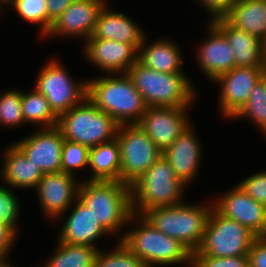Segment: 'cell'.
Wrapping results in <instances>:
<instances>
[{"mask_svg": "<svg viewBox=\"0 0 266 267\" xmlns=\"http://www.w3.org/2000/svg\"><path fill=\"white\" fill-rule=\"evenodd\" d=\"M82 47L86 60L103 71L104 75L126 73L138 60L139 49L133 44L89 38Z\"/></svg>", "mask_w": 266, "mask_h": 267, "instance_id": "obj_16", "label": "cell"}, {"mask_svg": "<svg viewBox=\"0 0 266 267\" xmlns=\"http://www.w3.org/2000/svg\"><path fill=\"white\" fill-rule=\"evenodd\" d=\"M210 14V21L224 18L229 12L235 0H196Z\"/></svg>", "mask_w": 266, "mask_h": 267, "instance_id": "obj_38", "label": "cell"}, {"mask_svg": "<svg viewBox=\"0 0 266 267\" xmlns=\"http://www.w3.org/2000/svg\"><path fill=\"white\" fill-rule=\"evenodd\" d=\"M9 258L0 259V267H16L11 261L9 262Z\"/></svg>", "mask_w": 266, "mask_h": 267, "instance_id": "obj_42", "label": "cell"}, {"mask_svg": "<svg viewBox=\"0 0 266 267\" xmlns=\"http://www.w3.org/2000/svg\"><path fill=\"white\" fill-rule=\"evenodd\" d=\"M65 139L60 130L39 128L13 144L37 166L43 174L62 172V146Z\"/></svg>", "mask_w": 266, "mask_h": 267, "instance_id": "obj_14", "label": "cell"}, {"mask_svg": "<svg viewBox=\"0 0 266 267\" xmlns=\"http://www.w3.org/2000/svg\"><path fill=\"white\" fill-rule=\"evenodd\" d=\"M20 204L17 194L0 184V223H12L18 228Z\"/></svg>", "mask_w": 266, "mask_h": 267, "instance_id": "obj_34", "label": "cell"}, {"mask_svg": "<svg viewBox=\"0 0 266 267\" xmlns=\"http://www.w3.org/2000/svg\"><path fill=\"white\" fill-rule=\"evenodd\" d=\"M88 167L92 171L87 180L121 181V155L117 139L90 148Z\"/></svg>", "mask_w": 266, "mask_h": 267, "instance_id": "obj_26", "label": "cell"}, {"mask_svg": "<svg viewBox=\"0 0 266 267\" xmlns=\"http://www.w3.org/2000/svg\"><path fill=\"white\" fill-rule=\"evenodd\" d=\"M61 158L62 172L74 176L78 169L88 167L89 148L82 144L65 140L62 146Z\"/></svg>", "mask_w": 266, "mask_h": 267, "instance_id": "obj_33", "label": "cell"}, {"mask_svg": "<svg viewBox=\"0 0 266 267\" xmlns=\"http://www.w3.org/2000/svg\"><path fill=\"white\" fill-rule=\"evenodd\" d=\"M107 2L98 14L97 22L90 38L114 40L133 44L140 48L146 32L125 13L112 10Z\"/></svg>", "mask_w": 266, "mask_h": 267, "instance_id": "obj_21", "label": "cell"}, {"mask_svg": "<svg viewBox=\"0 0 266 267\" xmlns=\"http://www.w3.org/2000/svg\"><path fill=\"white\" fill-rule=\"evenodd\" d=\"M119 123L87 97L58 116L57 128L65 140L93 148L116 138Z\"/></svg>", "mask_w": 266, "mask_h": 267, "instance_id": "obj_7", "label": "cell"}, {"mask_svg": "<svg viewBox=\"0 0 266 267\" xmlns=\"http://www.w3.org/2000/svg\"><path fill=\"white\" fill-rule=\"evenodd\" d=\"M116 139L121 155V182L129 186L163 155L137 124L119 125Z\"/></svg>", "mask_w": 266, "mask_h": 267, "instance_id": "obj_10", "label": "cell"}, {"mask_svg": "<svg viewBox=\"0 0 266 267\" xmlns=\"http://www.w3.org/2000/svg\"><path fill=\"white\" fill-rule=\"evenodd\" d=\"M191 107H147L137 125L163 152L191 124Z\"/></svg>", "mask_w": 266, "mask_h": 267, "instance_id": "obj_13", "label": "cell"}, {"mask_svg": "<svg viewBox=\"0 0 266 267\" xmlns=\"http://www.w3.org/2000/svg\"><path fill=\"white\" fill-rule=\"evenodd\" d=\"M130 224H136V227L125 230L120 241L146 267L186 265L193 258V253L185 245L161 233L142 215L133 213L128 221V225Z\"/></svg>", "mask_w": 266, "mask_h": 267, "instance_id": "obj_3", "label": "cell"}, {"mask_svg": "<svg viewBox=\"0 0 266 267\" xmlns=\"http://www.w3.org/2000/svg\"><path fill=\"white\" fill-rule=\"evenodd\" d=\"M19 231L12 223H0V259L9 258V253L18 239Z\"/></svg>", "mask_w": 266, "mask_h": 267, "instance_id": "obj_37", "label": "cell"}, {"mask_svg": "<svg viewBox=\"0 0 266 267\" xmlns=\"http://www.w3.org/2000/svg\"><path fill=\"white\" fill-rule=\"evenodd\" d=\"M201 267L193 258L187 263V267Z\"/></svg>", "mask_w": 266, "mask_h": 267, "instance_id": "obj_43", "label": "cell"}, {"mask_svg": "<svg viewBox=\"0 0 266 267\" xmlns=\"http://www.w3.org/2000/svg\"><path fill=\"white\" fill-rule=\"evenodd\" d=\"M138 60L146 67L162 73H184L180 47L167 38H160L151 43L147 36L139 48Z\"/></svg>", "mask_w": 266, "mask_h": 267, "instance_id": "obj_24", "label": "cell"}, {"mask_svg": "<svg viewBox=\"0 0 266 267\" xmlns=\"http://www.w3.org/2000/svg\"><path fill=\"white\" fill-rule=\"evenodd\" d=\"M3 152L0 176L2 182L10 188L35 189L43 173L14 145ZM7 183V184H6Z\"/></svg>", "mask_w": 266, "mask_h": 267, "instance_id": "obj_23", "label": "cell"}, {"mask_svg": "<svg viewBox=\"0 0 266 267\" xmlns=\"http://www.w3.org/2000/svg\"><path fill=\"white\" fill-rule=\"evenodd\" d=\"M266 52V50H265ZM265 71H266V53H265Z\"/></svg>", "mask_w": 266, "mask_h": 267, "instance_id": "obj_44", "label": "cell"}, {"mask_svg": "<svg viewBox=\"0 0 266 267\" xmlns=\"http://www.w3.org/2000/svg\"><path fill=\"white\" fill-rule=\"evenodd\" d=\"M113 250H98L93 267H146L121 241L117 240Z\"/></svg>", "mask_w": 266, "mask_h": 267, "instance_id": "obj_31", "label": "cell"}, {"mask_svg": "<svg viewBox=\"0 0 266 267\" xmlns=\"http://www.w3.org/2000/svg\"><path fill=\"white\" fill-rule=\"evenodd\" d=\"M213 201L202 204L186 203L156 207L142 216L157 230L179 240L192 253L196 252L204 238V232Z\"/></svg>", "mask_w": 266, "mask_h": 267, "instance_id": "obj_5", "label": "cell"}, {"mask_svg": "<svg viewBox=\"0 0 266 267\" xmlns=\"http://www.w3.org/2000/svg\"><path fill=\"white\" fill-rule=\"evenodd\" d=\"M126 73L147 107H191L198 97L186 73L158 72L139 60Z\"/></svg>", "mask_w": 266, "mask_h": 267, "instance_id": "obj_4", "label": "cell"}, {"mask_svg": "<svg viewBox=\"0 0 266 267\" xmlns=\"http://www.w3.org/2000/svg\"><path fill=\"white\" fill-rule=\"evenodd\" d=\"M24 123L22 113V94L20 90L10 89L0 94V125L14 128Z\"/></svg>", "mask_w": 266, "mask_h": 267, "instance_id": "obj_32", "label": "cell"}, {"mask_svg": "<svg viewBox=\"0 0 266 267\" xmlns=\"http://www.w3.org/2000/svg\"><path fill=\"white\" fill-rule=\"evenodd\" d=\"M186 185L176 176L162 155L143 175L130 185L132 211L143 215L156 207L184 202Z\"/></svg>", "mask_w": 266, "mask_h": 267, "instance_id": "obj_6", "label": "cell"}, {"mask_svg": "<svg viewBox=\"0 0 266 267\" xmlns=\"http://www.w3.org/2000/svg\"><path fill=\"white\" fill-rule=\"evenodd\" d=\"M224 19L266 44V0H235Z\"/></svg>", "mask_w": 266, "mask_h": 267, "instance_id": "obj_25", "label": "cell"}, {"mask_svg": "<svg viewBox=\"0 0 266 267\" xmlns=\"http://www.w3.org/2000/svg\"><path fill=\"white\" fill-rule=\"evenodd\" d=\"M212 199L221 215L244 225L257 237L266 236V206L253 200L238 184Z\"/></svg>", "mask_w": 266, "mask_h": 267, "instance_id": "obj_15", "label": "cell"}, {"mask_svg": "<svg viewBox=\"0 0 266 267\" xmlns=\"http://www.w3.org/2000/svg\"><path fill=\"white\" fill-rule=\"evenodd\" d=\"M266 74L265 67L235 66L218 76L219 106L223 118L232 119L246 104L254 85Z\"/></svg>", "mask_w": 266, "mask_h": 267, "instance_id": "obj_11", "label": "cell"}, {"mask_svg": "<svg viewBox=\"0 0 266 267\" xmlns=\"http://www.w3.org/2000/svg\"><path fill=\"white\" fill-rule=\"evenodd\" d=\"M207 28L208 36L198 47L196 60L204 76L214 81L235 67V55L225 35L212 22Z\"/></svg>", "mask_w": 266, "mask_h": 267, "instance_id": "obj_18", "label": "cell"}, {"mask_svg": "<svg viewBox=\"0 0 266 267\" xmlns=\"http://www.w3.org/2000/svg\"><path fill=\"white\" fill-rule=\"evenodd\" d=\"M108 0H75L52 24L45 37H77L83 43L95 28L98 14Z\"/></svg>", "mask_w": 266, "mask_h": 267, "instance_id": "obj_17", "label": "cell"}, {"mask_svg": "<svg viewBox=\"0 0 266 267\" xmlns=\"http://www.w3.org/2000/svg\"><path fill=\"white\" fill-rule=\"evenodd\" d=\"M192 123L183 131L170 147L163 151L176 176L186 185L193 183L198 176L202 162V144L198 140Z\"/></svg>", "mask_w": 266, "mask_h": 267, "instance_id": "obj_19", "label": "cell"}, {"mask_svg": "<svg viewBox=\"0 0 266 267\" xmlns=\"http://www.w3.org/2000/svg\"><path fill=\"white\" fill-rule=\"evenodd\" d=\"M238 185L253 200L266 206V171L249 175Z\"/></svg>", "mask_w": 266, "mask_h": 267, "instance_id": "obj_35", "label": "cell"}, {"mask_svg": "<svg viewBox=\"0 0 266 267\" xmlns=\"http://www.w3.org/2000/svg\"><path fill=\"white\" fill-rule=\"evenodd\" d=\"M15 0H0V11L2 12L4 10V8L6 7H10ZM3 6H5L3 8Z\"/></svg>", "mask_w": 266, "mask_h": 267, "instance_id": "obj_41", "label": "cell"}, {"mask_svg": "<svg viewBox=\"0 0 266 267\" xmlns=\"http://www.w3.org/2000/svg\"><path fill=\"white\" fill-rule=\"evenodd\" d=\"M257 236L244 225L221 215L212 208L199 249L193 254L213 257L248 255Z\"/></svg>", "mask_w": 266, "mask_h": 267, "instance_id": "obj_8", "label": "cell"}, {"mask_svg": "<svg viewBox=\"0 0 266 267\" xmlns=\"http://www.w3.org/2000/svg\"><path fill=\"white\" fill-rule=\"evenodd\" d=\"M53 256L42 267H93L98 247L57 241Z\"/></svg>", "mask_w": 266, "mask_h": 267, "instance_id": "obj_27", "label": "cell"}, {"mask_svg": "<svg viewBox=\"0 0 266 267\" xmlns=\"http://www.w3.org/2000/svg\"><path fill=\"white\" fill-rule=\"evenodd\" d=\"M15 9L20 18L27 22L37 24L40 29V38L48 33V13L46 0H15L10 6Z\"/></svg>", "mask_w": 266, "mask_h": 267, "instance_id": "obj_30", "label": "cell"}, {"mask_svg": "<svg viewBox=\"0 0 266 267\" xmlns=\"http://www.w3.org/2000/svg\"><path fill=\"white\" fill-rule=\"evenodd\" d=\"M212 23L225 35L233 47L235 66L265 67V43L233 27L224 18L215 19Z\"/></svg>", "mask_w": 266, "mask_h": 267, "instance_id": "obj_22", "label": "cell"}, {"mask_svg": "<svg viewBox=\"0 0 266 267\" xmlns=\"http://www.w3.org/2000/svg\"><path fill=\"white\" fill-rule=\"evenodd\" d=\"M80 182L81 180H77L75 176L64 172L43 174L35 190L39 205L41 204L40 210L47 219H64L65 212H69L78 199Z\"/></svg>", "mask_w": 266, "mask_h": 267, "instance_id": "obj_12", "label": "cell"}, {"mask_svg": "<svg viewBox=\"0 0 266 267\" xmlns=\"http://www.w3.org/2000/svg\"><path fill=\"white\" fill-rule=\"evenodd\" d=\"M248 119L266 133V74L254 85L243 108L232 119Z\"/></svg>", "mask_w": 266, "mask_h": 267, "instance_id": "obj_29", "label": "cell"}, {"mask_svg": "<svg viewBox=\"0 0 266 267\" xmlns=\"http://www.w3.org/2000/svg\"><path fill=\"white\" fill-rule=\"evenodd\" d=\"M48 13V32L54 21L75 1V0H46Z\"/></svg>", "mask_w": 266, "mask_h": 267, "instance_id": "obj_40", "label": "cell"}, {"mask_svg": "<svg viewBox=\"0 0 266 267\" xmlns=\"http://www.w3.org/2000/svg\"><path fill=\"white\" fill-rule=\"evenodd\" d=\"M248 256L250 267H266V236L254 240Z\"/></svg>", "mask_w": 266, "mask_h": 267, "instance_id": "obj_39", "label": "cell"}, {"mask_svg": "<svg viewBox=\"0 0 266 267\" xmlns=\"http://www.w3.org/2000/svg\"><path fill=\"white\" fill-rule=\"evenodd\" d=\"M193 259L201 267H250L249 256L213 257L204 254H193Z\"/></svg>", "mask_w": 266, "mask_h": 267, "instance_id": "obj_36", "label": "cell"}, {"mask_svg": "<svg viewBox=\"0 0 266 267\" xmlns=\"http://www.w3.org/2000/svg\"><path fill=\"white\" fill-rule=\"evenodd\" d=\"M73 206L69 215L65 212L67 217L61 226L57 241L96 247L98 239L110 234L96 220L91 209L79 199L73 203Z\"/></svg>", "mask_w": 266, "mask_h": 267, "instance_id": "obj_20", "label": "cell"}, {"mask_svg": "<svg viewBox=\"0 0 266 267\" xmlns=\"http://www.w3.org/2000/svg\"><path fill=\"white\" fill-rule=\"evenodd\" d=\"M78 199L85 204L99 221L100 225L110 234H119L128 227L133 214L130 186L121 181L86 180L80 182ZM121 234V235H120Z\"/></svg>", "mask_w": 266, "mask_h": 267, "instance_id": "obj_1", "label": "cell"}, {"mask_svg": "<svg viewBox=\"0 0 266 267\" xmlns=\"http://www.w3.org/2000/svg\"><path fill=\"white\" fill-rule=\"evenodd\" d=\"M22 113L24 123L37 125L38 128H53L57 126L58 116L49 106V102L42 93L35 88L21 91Z\"/></svg>", "mask_w": 266, "mask_h": 267, "instance_id": "obj_28", "label": "cell"}, {"mask_svg": "<svg viewBox=\"0 0 266 267\" xmlns=\"http://www.w3.org/2000/svg\"><path fill=\"white\" fill-rule=\"evenodd\" d=\"M61 61L49 59L37 74L34 88L42 93L50 108L59 116L87 97V79L75 81Z\"/></svg>", "mask_w": 266, "mask_h": 267, "instance_id": "obj_9", "label": "cell"}, {"mask_svg": "<svg viewBox=\"0 0 266 267\" xmlns=\"http://www.w3.org/2000/svg\"><path fill=\"white\" fill-rule=\"evenodd\" d=\"M87 98L120 125L137 124L147 109L127 73L87 79Z\"/></svg>", "mask_w": 266, "mask_h": 267, "instance_id": "obj_2", "label": "cell"}]
</instances>
